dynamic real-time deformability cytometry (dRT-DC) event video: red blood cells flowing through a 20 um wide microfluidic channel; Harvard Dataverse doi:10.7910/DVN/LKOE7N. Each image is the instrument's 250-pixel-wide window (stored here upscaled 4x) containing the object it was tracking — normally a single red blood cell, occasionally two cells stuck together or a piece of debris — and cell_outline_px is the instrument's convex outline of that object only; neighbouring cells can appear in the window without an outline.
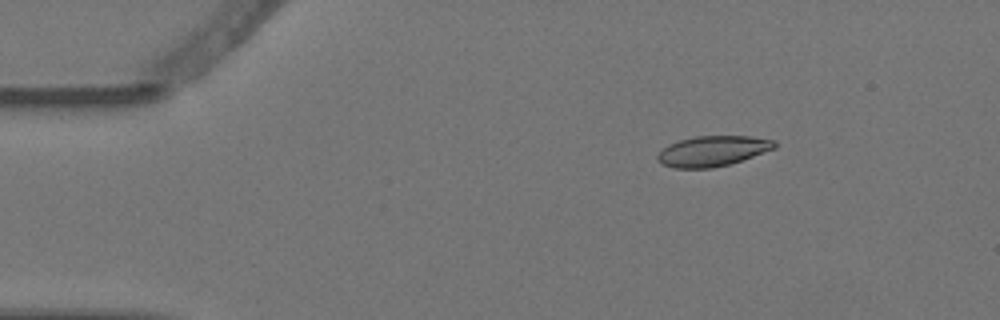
{"species": "Egyptian fruit bat (a non-hibernating species)", "species_latin": "Rousettus aegyptiacus", "temperature_condition": "warm", "stored_images_in_passage": 4, "camera_frame_rate_fps": 3000, "um_per_image_px": 0.085, "animal": {"sex": "female"}, "frame": {"image": 1, "passage_image": 2, "time_ms": 0.333, "image_size_px": [1000, 320], "cell_outline_px": [[776, 148], [728, 164], [712, 168], [672, 168], [656, 160], [656, 156], [668, 144], [680, 140], [696, 136], [752, 136], [776, 140]], "centroid_in_image_um": [60.57, 12.83], "position_along_channel_um": 24.4, "area_um2": 20.58}}